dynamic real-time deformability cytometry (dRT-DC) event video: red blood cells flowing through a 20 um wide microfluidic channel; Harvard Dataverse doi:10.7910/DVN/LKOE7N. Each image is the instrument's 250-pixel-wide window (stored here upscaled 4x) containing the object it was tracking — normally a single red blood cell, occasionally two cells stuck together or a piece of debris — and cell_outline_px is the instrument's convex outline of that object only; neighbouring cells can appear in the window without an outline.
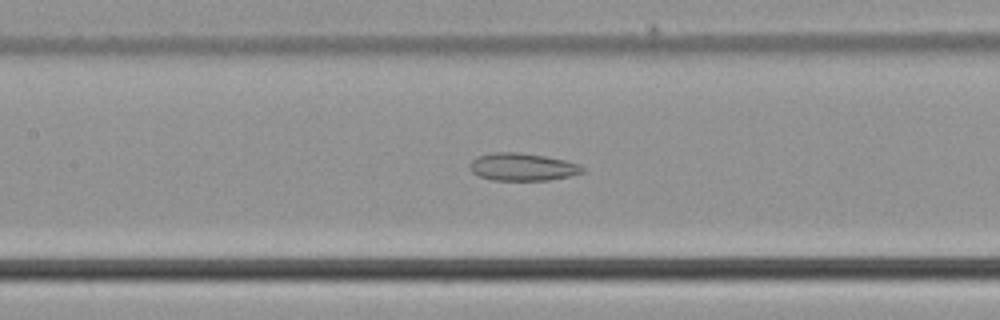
{"species": "common noctule bat (a hibernating species)", "species_latin": "Nyctalus noctula", "temperature_condition": "cold", "stored_images_in_passage": 38, "camera_frame_rate_fps": 3000, "um_per_image_px": 0.085, "animal": {"sex": "male", "body_mass_g": 21.5, "forearm_length_mm": 52.0}, "frame": {"image": 1, "passage_image": 16, "time_ms": 5.0, "image_size_px": [1000, 320], "cell_outline_px": [[584, 172], [568, 176], [548, 180], [492, 180], [480, 176], [472, 172], [472, 160], [476, 156], [492, 152], [520, 152], [544, 156], [564, 160], [580, 164], [584, 168]], "centroid_in_image_um": [44.42, 14.18], "position_along_channel_um": 163.0, "area_um2": 17.98}}
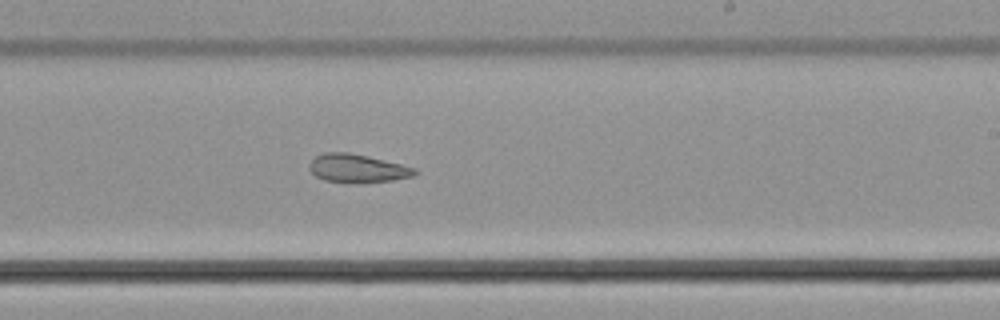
{"frame": {"image": 2, "passage_image": 23, "time_ms": 7.333, "image_size_px": [1000, 320], "cell_outline_px": [[420, 172], [412, 176], [392, 180], [348, 184], [324, 180], [316, 176], [308, 168], [308, 164], [316, 156], [324, 152], [348, 152], [368, 156], [416, 168]], "centroid_in_image_um": [30.35, 14.32], "position_along_channel_um": 258.6, "area_um2": 17.57}}
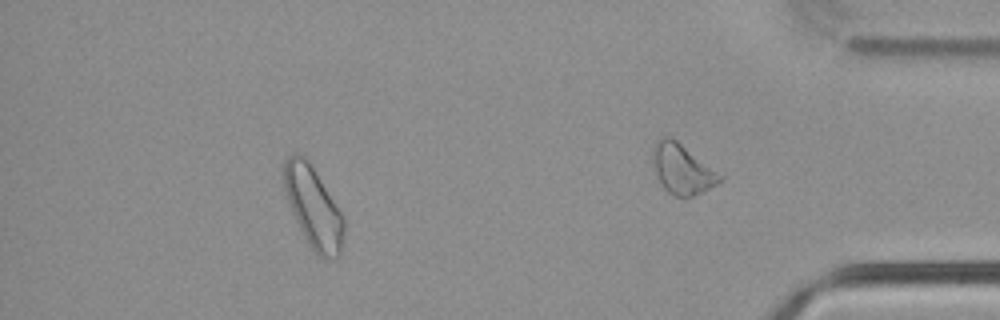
{"frame": {"image": 3, "passage_image": 32, "time_ms": 10.333, "image_size_px": [1000, 320], "cell_outline_px": [[344, 236], [340, 256], [328, 260], [324, 260], [308, 244], [292, 212], [284, 188], [284, 160], [288, 156], [296, 152], [304, 156], [308, 160], [344, 216]], "centroid_in_image_um": [26.65, 17.64], "position_along_channel_um": 408.5, "area_um2": 28.21}}